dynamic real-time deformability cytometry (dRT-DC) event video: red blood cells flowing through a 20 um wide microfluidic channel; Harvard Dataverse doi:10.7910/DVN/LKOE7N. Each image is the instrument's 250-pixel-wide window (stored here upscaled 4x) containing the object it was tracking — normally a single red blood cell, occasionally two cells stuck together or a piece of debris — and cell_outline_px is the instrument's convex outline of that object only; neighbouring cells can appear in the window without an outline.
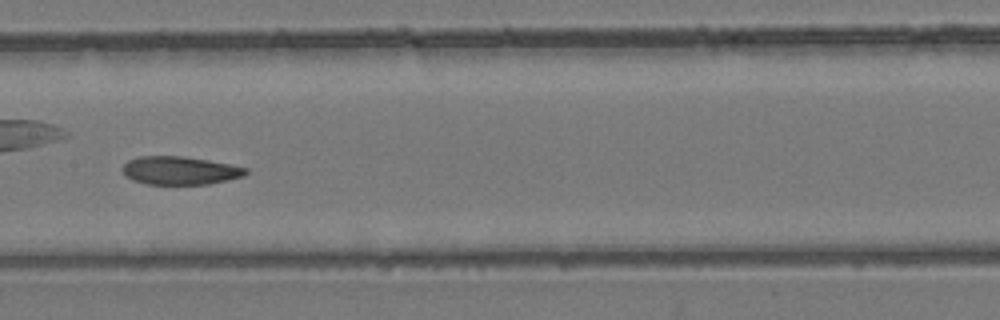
{"species": "common noctule bat (a hibernating species)", "species_latin": "Nyctalus noctula", "temperature_condition": "room temperature", "stored_images_in_passage": 31, "camera_frame_rate_fps": 3000, "um_per_image_px": 0.085, "animal": {"sex": "female", "body_mass_g": 24.6, "forearm_length_mm": 56.2}, "frame": {"image": 1, "passage_image": 18, "time_ms": 5.667, "image_size_px": [1000, 320], "cell_outline_px": [[248, 172], [244, 176], [228, 180], [208, 184], [148, 184], [132, 180], [120, 168], [128, 160], [140, 156], [184, 156], [208, 160], [248, 168]], "centroid_in_image_um": [15.3, 14.49], "position_along_channel_um": 192.1, "area_um2": 20.23}}